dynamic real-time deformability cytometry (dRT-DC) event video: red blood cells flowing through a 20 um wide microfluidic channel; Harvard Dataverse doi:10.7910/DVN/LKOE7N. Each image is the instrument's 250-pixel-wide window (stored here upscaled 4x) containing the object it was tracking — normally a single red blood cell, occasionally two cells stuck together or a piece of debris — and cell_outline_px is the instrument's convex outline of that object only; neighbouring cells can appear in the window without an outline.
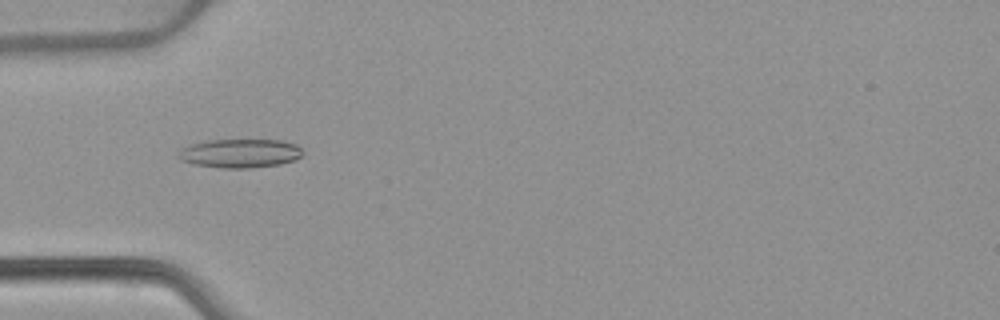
{"species": "common noctule bat (a hibernating species)", "species_latin": "Nyctalus noctula", "temperature_condition": "warm", "stored_images_in_passage": 52, "camera_frame_rate_fps": 3000, "um_per_image_px": 0.085, "animal": {"sex": "female", "body_mass_g": 22.7, "forearm_length_mm": 54.2}, "frame": {"image": 1, "passage_image": 17, "time_ms": 5.333, "image_size_px": [1000, 320], "cell_outline_px": [[304, 152], [296, 160], [280, 164], [248, 168], [220, 168], [196, 164], [180, 160], [176, 156], [176, 152], [180, 148], [204, 140], [280, 140], [296, 144]], "centroid_in_image_um": [20.37, 13.03], "position_along_channel_um": 64.6, "area_um2": 21.04}}
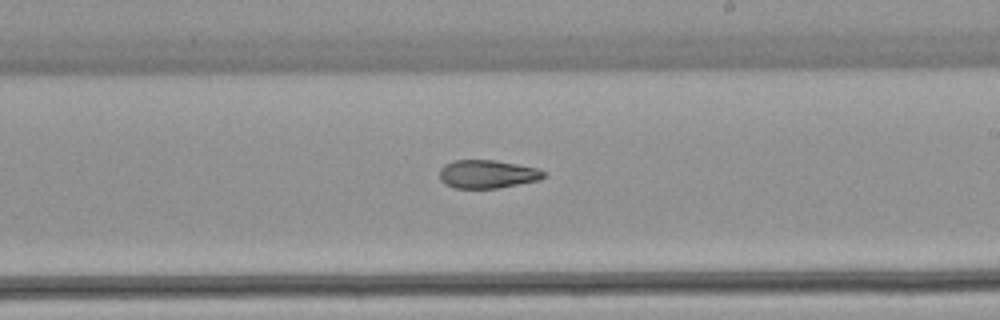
{"frame": {"image": 2, "passage_image": 31, "time_ms": 10.0, "image_size_px": [1000, 320], "cell_outline_px": [[548, 176], [540, 180], [496, 188], [456, 188], [444, 184], [440, 180], [440, 168], [444, 164], [452, 160], [496, 160], [540, 168]], "centroid_in_image_um": [41.44, 14.79], "position_along_channel_um": 247.6, "area_um2": 17.4}}
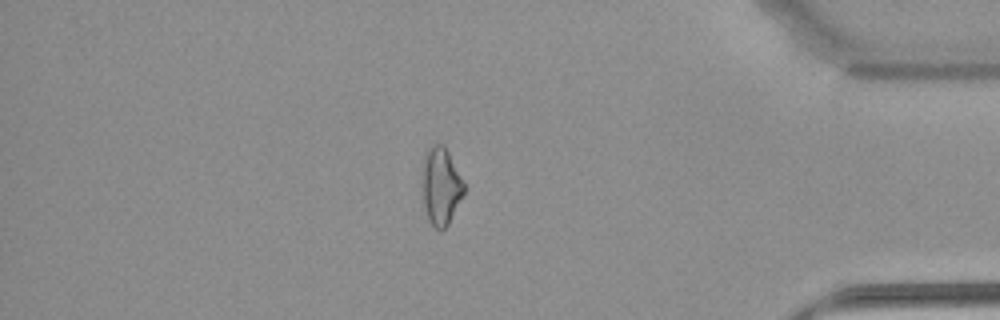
{"frame": {"image": 3, "passage_image": 45, "time_ms": 14.667, "image_size_px": [1000, 320], "cell_outline_px": [[464, 192], [448, 224], [440, 232], [428, 220], [424, 208], [424, 152], [432, 144], [444, 144], [464, 184]], "centroid_in_image_um": [37.47, 15.82], "position_along_channel_um": 397.7, "area_um2": 18.26}, "authors_computed_cell_mechanics": {"area_um2": 19.4497, "velocity_mm_per_s": 3.944, "shape_relaxation_time_tau1_ms": null, "shape_relaxation_time_tau2_ms": 11.0132, "deformation_change_tau1": null, "deformation_change_tau2": 0.2257}}